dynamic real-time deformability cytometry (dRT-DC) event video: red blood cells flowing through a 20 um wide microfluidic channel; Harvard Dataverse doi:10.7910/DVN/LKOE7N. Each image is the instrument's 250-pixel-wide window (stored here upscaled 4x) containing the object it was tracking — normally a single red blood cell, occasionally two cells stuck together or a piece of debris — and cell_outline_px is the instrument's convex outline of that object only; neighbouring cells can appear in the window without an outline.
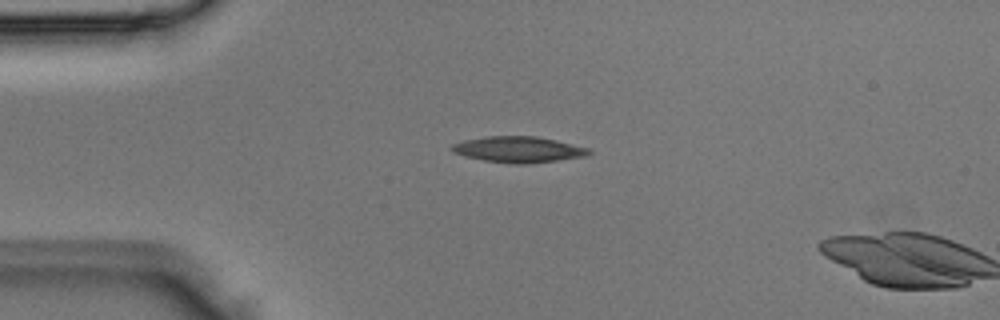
{"species": "Egyptian fruit bat (a non-hibernating species)", "species_latin": "Rousettus aegyptiacus", "temperature_condition": "room temperature", "stored_images_in_passage": 3, "camera_frame_rate_fps": 3000, "um_per_image_px": 0.085, "animal": {"sex": "male"}, "frame": {"image": 1, "passage_image": 2, "time_ms": 0.333, "image_size_px": [1000, 320], "cell_outline_px": [[592, 152], [588, 156], [528, 164], [512, 164], [484, 160], [464, 156], [452, 152], [452, 144], [464, 140], [484, 136], [536, 136], [556, 140], [592, 148]], "centroid_in_image_um": [44.11, 12.7], "position_along_channel_um": 40.9, "area_um2": 20.98}}